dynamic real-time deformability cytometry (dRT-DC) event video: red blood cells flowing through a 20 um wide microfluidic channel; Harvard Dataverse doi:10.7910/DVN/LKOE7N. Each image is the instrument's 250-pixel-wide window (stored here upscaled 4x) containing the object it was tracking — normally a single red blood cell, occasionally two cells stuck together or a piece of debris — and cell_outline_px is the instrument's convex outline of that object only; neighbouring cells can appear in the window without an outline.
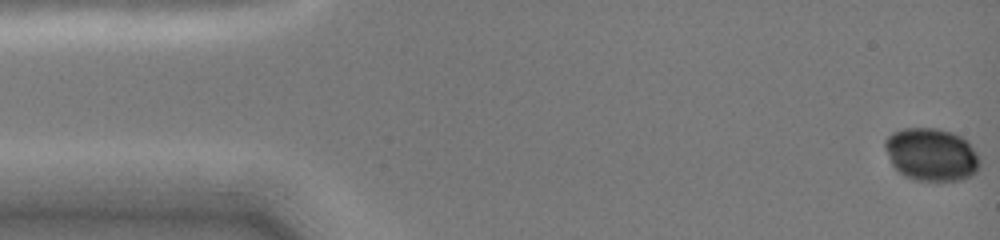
{"species": "common noctule bat (a hibernating species)", "species_latin": "Nyctalus noctula", "temperature_condition": "cold", "stored_images_in_passage": 10, "camera_frame_rate_fps": 3000, "um_per_image_px": 0.085, "animal": {"sex": "female", "body_mass_g": 19.0, "forearm_length_mm": 51.5}, "frame": {"image": 1, "passage_image": 1, "time_ms": 0.0, "image_size_px": [1000, 240], "cell_outline_px": [[980, 168], [972, 176], [960, 180], [936, 184], [916, 180], [904, 176], [892, 164], [884, 144], [884, 140], [892, 132], [904, 128], [936, 128], [952, 132], [968, 140], [976, 152], [980, 160]], "centroid_in_image_um": [79.21, 13.17], "position_along_channel_um": 5.8, "area_um2": 29.88}}
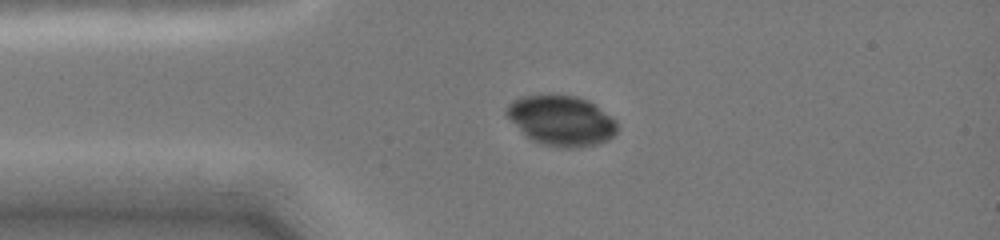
{"frame": {"image": 2, "passage_image": 9, "time_ms": 3.333, "image_size_px": [1000, 240], "cell_outline_px": [[616, 132], [608, 140], [596, 144], [572, 148], [560, 148], [540, 144], [524, 136], [504, 112], [508, 104], [512, 100], [520, 96], [576, 96], [588, 100], [616, 120]], "centroid_in_image_um": [47.67, 10.27], "position_along_channel_um": 37.3, "area_um2": 32.19}}